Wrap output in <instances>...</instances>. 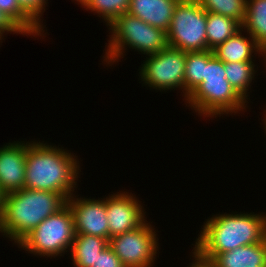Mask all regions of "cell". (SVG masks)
<instances>
[{
  "label": "cell",
  "instance_id": "cell-1",
  "mask_svg": "<svg viewBox=\"0 0 266 267\" xmlns=\"http://www.w3.org/2000/svg\"><path fill=\"white\" fill-rule=\"evenodd\" d=\"M44 142H27L24 188L60 193L68 199L78 187L80 161L66 148Z\"/></svg>",
  "mask_w": 266,
  "mask_h": 267
},
{
  "label": "cell",
  "instance_id": "cell-2",
  "mask_svg": "<svg viewBox=\"0 0 266 267\" xmlns=\"http://www.w3.org/2000/svg\"><path fill=\"white\" fill-rule=\"evenodd\" d=\"M233 213H217L203 223L195 244H192L201 257L210 260L215 254L266 239V213Z\"/></svg>",
  "mask_w": 266,
  "mask_h": 267
},
{
  "label": "cell",
  "instance_id": "cell-3",
  "mask_svg": "<svg viewBox=\"0 0 266 267\" xmlns=\"http://www.w3.org/2000/svg\"><path fill=\"white\" fill-rule=\"evenodd\" d=\"M67 204L60 193L21 189L5 195L0 233L18 245L43 220Z\"/></svg>",
  "mask_w": 266,
  "mask_h": 267
},
{
  "label": "cell",
  "instance_id": "cell-4",
  "mask_svg": "<svg viewBox=\"0 0 266 267\" xmlns=\"http://www.w3.org/2000/svg\"><path fill=\"white\" fill-rule=\"evenodd\" d=\"M184 102L195 110L199 117L211 119L223 114H240L249 107L231 87L226 79L225 63L215 55L205 65L203 81Z\"/></svg>",
  "mask_w": 266,
  "mask_h": 267
},
{
  "label": "cell",
  "instance_id": "cell-5",
  "mask_svg": "<svg viewBox=\"0 0 266 267\" xmlns=\"http://www.w3.org/2000/svg\"><path fill=\"white\" fill-rule=\"evenodd\" d=\"M108 27L111 34L108 35L102 62L111 67L124 57L127 48L147 56L161 52L168 46L167 32L128 12L116 18Z\"/></svg>",
  "mask_w": 266,
  "mask_h": 267
},
{
  "label": "cell",
  "instance_id": "cell-6",
  "mask_svg": "<svg viewBox=\"0 0 266 267\" xmlns=\"http://www.w3.org/2000/svg\"><path fill=\"white\" fill-rule=\"evenodd\" d=\"M74 237L73 214L66 204L43 220L17 246L38 257L56 258L71 250Z\"/></svg>",
  "mask_w": 266,
  "mask_h": 267
},
{
  "label": "cell",
  "instance_id": "cell-7",
  "mask_svg": "<svg viewBox=\"0 0 266 267\" xmlns=\"http://www.w3.org/2000/svg\"><path fill=\"white\" fill-rule=\"evenodd\" d=\"M206 22L207 12L196 0H179L167 31L168 46L184 52L209 50Z\"/></svg>",
  "mask_w": 266,
  "mask_h": 267
},
{
  "label": "cell",
  "instance_id": "cell-8",
  "mask_svg": "<svg viewBox=\"0 0 266 267\" xmlns=\"http://www.w3.org/2000/svg\"><path fill=\"white\" fill-rule=\"evenodd\" d=\"M145 57L138 69L142 86L160 92L181 89L184 94L186 52L167 46L161 52Z\"/></svg>",
  "mask_w": 266,
  "mask_h": 267
},
{
  "label": "cell",
  "instance_id": "cell-9",
  "mask_svg": "<svg viewBox=\"0 0 266 267\" xmlns=\"http://www.w3.org/2000/svg\"><path fill=\"white\" fill-rule=\"evenodd\" d=\"M155 228L145 220L139 227L114 236L109 246L125 267H153L159 250Z\"/></svg>",
  "mask_w": 266,
  "mask_h": 267
},
{
  "label": "cell",
  "instance_id": "cell-10",
  "mask_svg": "<svg viewBox=\"0 0 266 267\" xmlns=\"http://www.w3.org/2000/svg\"><path fill=\"white\" fill-rule=\"evenodd\" d=\"M131 192L120 191L106 197V213L110 238L139 227L146 219V211Z\"/></svg>",
  "mask_w": 266,
  "mask_h": 267
},
{
  "label": "cell",
  "instance_id": "cell-11",
  "mask_svg": "<svg viewBox=\"0 0 266 267\" xmlns=\"http://www.w3.org/2000/svg\"><path fill=\"white\" fill-rule=\"evenodd\" d=\"M78 197V198H77ZM74 220L75 234H89L109 241L106 198H87L75 193L67 199Z\"/></svg>",
  "mask_w": 266,
  "mask_h": 267
},
{
  "label": "cell",
  "instance_id": "cell-12",
  "mask_svg": "<svg viewBox=\"0 0 266 267\" xmlns=\"http://www.w3.org/2000/svg\"><path fill=\"white\" fill-rule=\"evenodd\" d=\"M27 141L8 142L0 147V189L7 195L24 188Z\"/></svg>",
  "mask_w": 266,
  "mask_h": 267
},
{
  "label": "cell",
  "instance_id": "cell-13",
  "mask_svg": "<svg viewBox=\"0 0 266 267\" xmlns=\"http://www.w3.org/2000/svg\"><path fill=\"white\" fill-rule=\"evenodd\" d=\"M179 0H130L128 13L167 32Z\"/></svg>",
  "mask_w": 266,
  "mask_h": 267
},
{
  "label": "cell",
  "instance_id": "cell-14",
  "mask_svg": "<svg viewBox=\"0 0 266 267\" xmlns=\"http://www.w3.org/2000/svg\"><path fill=\"white\" fill-rule=\"evenodd\" d=\"M241 28L224 43L219 44L213 49L214 55L223 61L229 62H255L253 57H263V50L257 45L255 39L249 34L244 36ZM254 53V54H253ZM253 54V55H252Z\"/></svg>",
  "mask_w": 266,
  "mask_h": 267
},
{
  "label": "cell",
  "instance_id": "cell-15",
  "mask_svg": "<svg viewBox=\"0 0 266 267\" xmlns=\"http://www.w3.org/2000/svg\"><path fill=\"white\" fill-rule=\"evenodd\" d=\"M210 261L215 267H266V239L263 242L215 254Z\"/></svg>",
  "mask_w": 266,
  "mask_h": 267
},
{
  "label": "cell",
  "instance_id": "cell-16",
  "mask_svg": "<svg viewBox=\"0 0 266 267\" xmlns=\"http://www.w3.org/2000/svg\"><path fill=\"white\" fill-rule=\"evenodd\" d=\"M109 246L103 237L89 234H75L70 258L73 267H94L98 255Z\"/></svg>",
  "mask_w": 266,
  "mask_h": 267
},
{
  "label": "cell",
  "instance_id": "cell-17",
  "mask_svg": "<svg viewBox=\"0 0 266 267\" xmlns=\"http://www.w3.org/2000/svg\"><path fill=\"white\" fill-rule=\"evenodd\" d=\"M244 33H249L257 45L266 49V0H247L245 20L242 24Z\"/></svg>",
  "mask_w": 266,
  "mask_h": 267
},
{
  "label": "cell",
  "instance_id": "cell-18",
  "mask_svg": "<svg viewBox=\"0 0 266 267\" xmlns=\"http://www.w3.org/2000/svg\"><path fill=\"white\" fill-rule=\"evenodd\" d=\"M254 62H229L225 63L226 79L236 93L247 103L250 100L248 91L255 79L258 70ZM249 97V98H248Z\"/></svg>",
  "mask_w": 266,
  "mask_h": 267
},
{
  "label": "cell",
  "instance_id": "cell-19",
  "mask_svg": "<svg viewBox=\"0 0 266 267\" xmlns=\"http://www.w3.org/2000/svg\"><path fill=\"white\" fill-rule=\"evenodd\" d=\"M241 28L242 25L231 17L207 12L206 34L208 49L213 50Z\"/></svg>",
  "mask_w": 266,
  "mask_h": 267
},
{
  "label": "cell",
  "instance_id": "cell-20",
  "mask_svg": "<svg viewBox=\"0 0 266 267\" xmlns=\"http://www.w3.org/2000/svg\"><path fill=\"white\" fill-rule=\"evenodd\" d=\"M213 56V50L186 52L183 101L203 81L205 65Z\"/></svg>",
  "mask_w": 266,
  "mask_h": 267
},
{
  "label": "cell",
  "instance_id": "cell-21",
  "mask_svg": "<svg viewBox=\"0 0 266 267\" xmlns=\"http://www.w3.org/2000/svg\"><path fill=\"white\" fill-rule=\"evenodd\" d=\"M84 10L98 14L107 27L119 16L128 12L130 0H74Z\"/></svg>",
  "mask_w": 266,
  "mask_h": 267
},
{
  "label": "cell",
  "instance_id": "cell-22",
  "mask_svg": "<svg viewBox=\"0 0 266 267\" xmlns=\"http://www.w3.org/2000/svg\"><path fill=\"white\" fill-rule=\"evenodd\" d=\"M200 6L210 13L231 17L241 25L244 23L247 0H196Z\"/></svg>",
  "mask_w": 266,
  "mask_h": 267
},
{
  "label": "cell",
  "instance_id": "cell-23",
  "mask_svg": "<svg viewBox=\"0 0 266 267\" xmlns=\"http://www.w3.org/2000/svg\"><path fill=\"white\" fill-rule=\"evenodd\" d=\"M0 10L9 15L28 36H37L43 39L44 32L20 7L17 0H0ZM44 33V34H43Z\"/></svg>",
  "mask_w": 266,
  "mask_h": 267
},
{
  "label": "cell",
  "instance_id": "cell-24",
  "mask_svg": "<svg viewBox=\"0 0 266 267\" xmlns=\"http://www.w3.org/2000/svg\"><path fill=\"white\" fill-rule=\"evenodd\" d=\"M48 0H17L21 9L43 30V20L41 19ZM42 20V21H41Z\"/></svg>",
  "mask_w": 266,
  "mask_h": 267
},
{
  "label": "cell",
  "instance_id": "cell-25",
  "mask_svg": "<svg viewBox=\"0 0 266 267\" xmlns=\"http://www.w3.org/2000/svg\"><path fill=\"white\" fill-rule=\"evenodd\" d=\"M94 267H125L122 261L116 256L113 249L108 246L98 255Z\"/></svg>",
  "mask_w": 266,
  "mask_h": 267
},
{
  "label": "cell",
  "instance_id": "cell-26",
  "mask_svg": "<svg viewBox=\"0 0 266 267\" xmlns=\"http://www.w3.org/2000/svg\"><path fill=\"white\" fill-rule=\"evenodd\" d=\"M21 34L28 36L27 33L4 11L0 10V36L4 39L5 34Z\"/></svg>",
  "mask_w": 266,
  "mask_h": 267
},
{
  "label": "cell",
  "instance_id": "cell-27",
  "mask_svg": "<svg viewBox=\"0 0 266 267\" xmlns=\"http://www.w3.org/2000/svg\"><path fill=\"white\" fill-rule=\"evenodd\" d=\"M190 257L193 259L192 262L189 263V267H215L210 260L201 257L194 249L192 250V255H190Z\"/></svg>",
  "mask_w": 266,
  "mask_h": 267
},
{
  "label": "cell",
  "instance_id": "cell-28",
  "mask_svg": "<svg viewBox=\"0 0 266 267\" xmlns=\"http://www.w3.org/2000/svg\"><path fill=\"white\" fill-rule=\"evenodd\" d=\"M4 198H5V194L0 189V215L2 213L3 206H4Z\"/></svg>",
  "mask_w": 266,
  "mask_h": 267
},
{
  "label": "cell",
  "instance_id": "cell-29",
  "mask_svg": "<svg viewBox=\"0 0 266 267\" xmlns=\"http://www.w3.org/2000/svg\"><path fill=\"white\" fill-rule=\"evenodd\" d=\"M264 112H265V114H263L264 115V119L262 120L263 121V125H265V126H263L264 127V129H265V133H266V110H263Z\"/></svg>",
  "mask_w": 266,
  "mask_h": 267
},
{
  "label": "cell",
  "instance_id": "cell-30",
  "mask_svg": "<svg viewBox=\"0 0 266 267\" xmlns=\"http://www.w3.org/2000/svg\"><path fill=\"white\" fill-rule=\"evenodd\" d=\"M263 58L262 60H264V63L266 65V49L263 51ZM266 67V66H265Z\"/></svg>",
  "mask_w": 266,
  "mask_h": 267
}]
</instances>
